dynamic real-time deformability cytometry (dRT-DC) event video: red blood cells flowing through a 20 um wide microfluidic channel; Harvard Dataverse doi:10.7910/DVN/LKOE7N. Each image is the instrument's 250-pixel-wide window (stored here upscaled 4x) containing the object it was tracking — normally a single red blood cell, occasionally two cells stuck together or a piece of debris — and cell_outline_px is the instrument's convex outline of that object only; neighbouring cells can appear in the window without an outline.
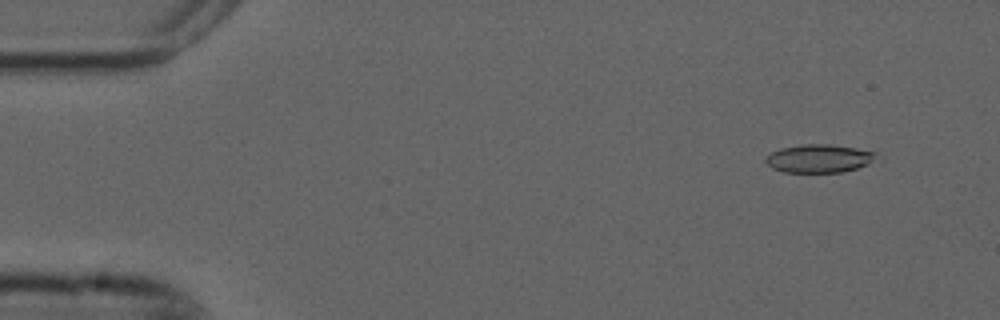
{"species": "common noctule bat (a hibernating species)", "species_latin": "Nyctalus noctula", "temperature_condition": "cold", "stored_images_in_passage": 4, "camera_frame_rate_fps": 3000, "um_per_image_px": 0.085, "animal": {"sex": "male", "forearm_length_mm": 52.5}, "frame": {"image": 1, "passage_image": 2, "time_ms": 0.333, "image_size_px": [1000, 320], "cell_outline_px": [[876, 152], [872, 160], [868, 164], [856, 168], [840, 172], [784, 172], [772, 168], [764, 160], [772, 152], [780, 148], [800, 144], [828, 144], [856, 148]], "centroid_in_image_um": [69.57, 13.46], "position_along_channel_um": 15.4, "area_um2": 17.92}}